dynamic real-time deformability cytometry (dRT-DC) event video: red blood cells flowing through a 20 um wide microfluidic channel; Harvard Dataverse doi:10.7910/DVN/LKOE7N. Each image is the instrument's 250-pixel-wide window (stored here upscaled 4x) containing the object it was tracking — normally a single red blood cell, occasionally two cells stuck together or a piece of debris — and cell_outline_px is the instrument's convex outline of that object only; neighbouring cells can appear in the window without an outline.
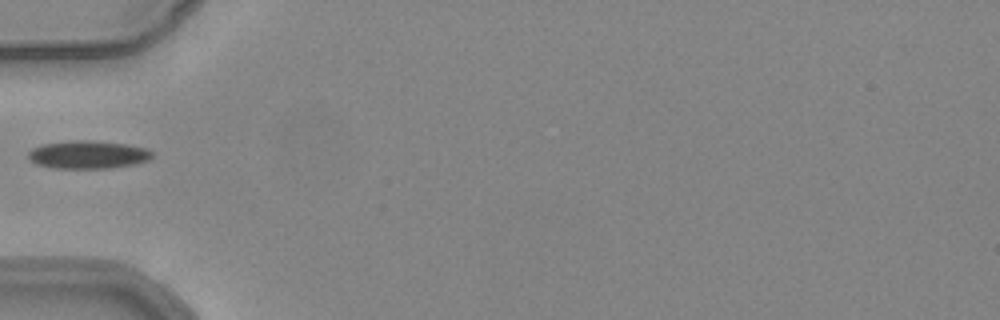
{"species": "common noctule bat (a hibernating species)", "species_latin": "Nyctalus noctula", "temperature_condition": "warm", "stored_images_in_passage": 36, "camera_frame_rate_fps": 3000, "um_per_image_px": 0.085, "animal": {"sex": "female", "body_mass_g": 24.6, "forearm_length_mm": 56.2}, "frame": {"image": 1, "passage_image": 1, "time_ms": 0.0, "image_size_px": [1000, 320], "cell_outline_px": [[152, 156], [148, 160], [136, 164], [108, 168], [52, 168], [36, 164], [28, 160], [28, 152], [32, 148], [44, 144], [76, 140], [84, 140], [124, 144], [148, 148], [152, 152]], "centroid_in_image_um": [7.46, 13.15], "position_along_channel_um": 77.5, "area_um2": 20.11}}
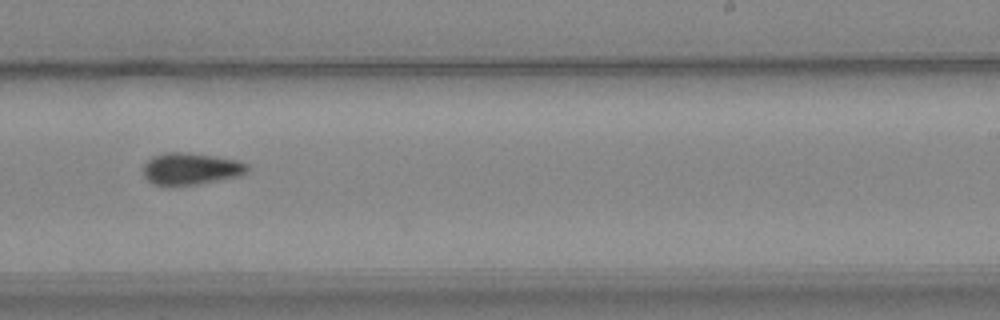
{"frame": {"image": 2, "passage_image": 16, "time_ms": 5.0, "image_size_px": [1000, 320], "cell_outline_px": [[248, 172], [240, 176], [200, 184], [172, 188], [168, 188], [152, 184], [144, 176], [144, 164], [148, 160], [164, 152], [184, 152], [212, 156], [236, 160], [248, 164]], "centroid_in_image_um": [16.2, 14.39], "position_along_channel_um": 272.8, "area_um2": 19.77}}
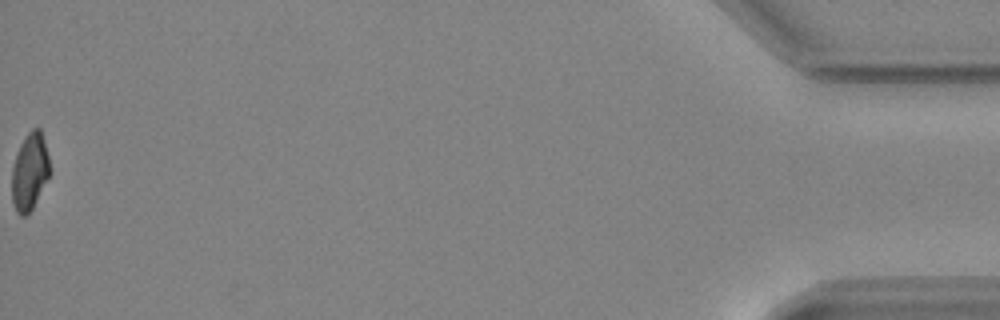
{"frame": {"image": 3, "passage_image": 36, "time_ms": 11.667, "image_size_px": [1000, 320], "cell_outline_px": [[52, 172], [32, 208], [24, 216], [20, 216], [16, 212], [12, 200], [12, 168], [16, 152], [24, 136], [32, 128], [40, 128], [44, 140]], "centroid_in_image_um": [2.53, 14.57], "position_along_channel_um": 432.7, "area_um2": 17.22}}